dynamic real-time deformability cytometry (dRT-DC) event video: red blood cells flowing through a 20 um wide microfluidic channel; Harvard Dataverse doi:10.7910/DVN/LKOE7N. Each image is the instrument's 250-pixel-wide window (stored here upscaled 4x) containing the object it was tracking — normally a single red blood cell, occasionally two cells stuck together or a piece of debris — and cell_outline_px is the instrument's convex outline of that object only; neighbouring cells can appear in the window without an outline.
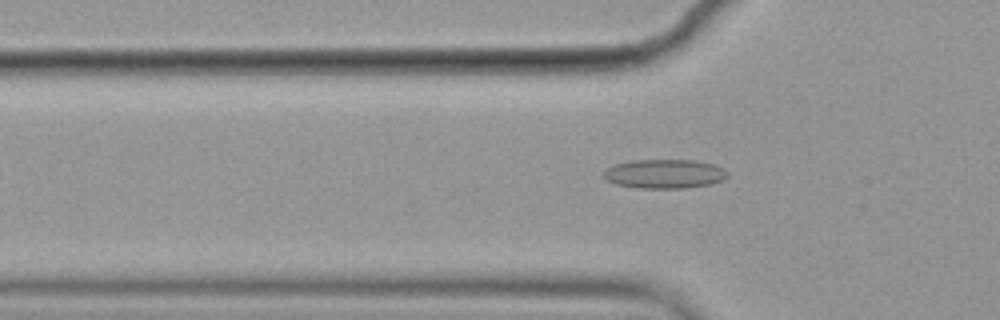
{"species": "common noctule bat (a hibernating species)", "species_latin": "Nyctalus noctula", "temperature_condition": "cold", "stored_images_in_passage": 40, "camera_frame_rate_fps": 3000, "um_per_image_px": 0.085, "animal": {"sex": "female", "body_mass_g": 19.9}, "frame": {"image": 1, "passage_image": 5, "time_ms": 1.333, "image_size_px": [1000, 320], "cell_outline_px": [[728, 176], [712, 184], [684, 188], [640, 188], [616, 184], [608, 180], [604, 176], [604, 172], [608, 168], [616, 164], [632, 160], [696, 160], [716, 164], [724, 168], [728, 172]], "centroid_in_image_um": [56.54, 14.77], "position_along_channel_um": 69.3, "area_um2": 20.98}}
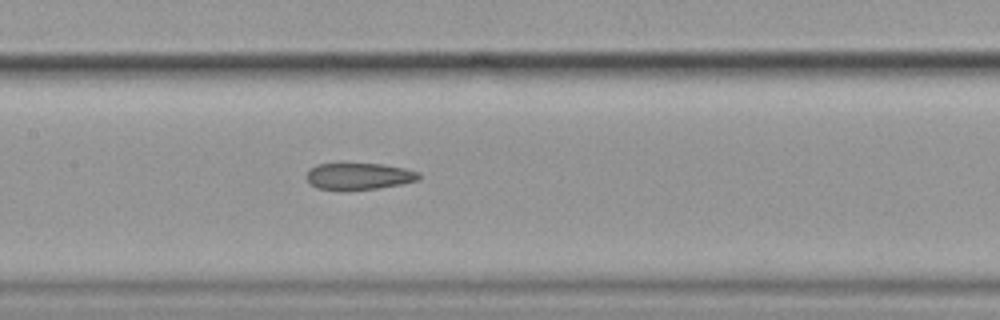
{"frame": {"image": 2, "passage_image": 14, "time_ms": 4.333, "image_size_px": [1000, 320], "cell_outline_px": [[420, 180], [400, 184], [376, 188], [316, 188], [304, 176], [308, 168], [316, 164], [380, 164], [404, 168], [420, 172]], "centroid_in_image_um": [30.5, 14.95], "position_along_channel_um": 176.9, "area_um2": 16.99}}
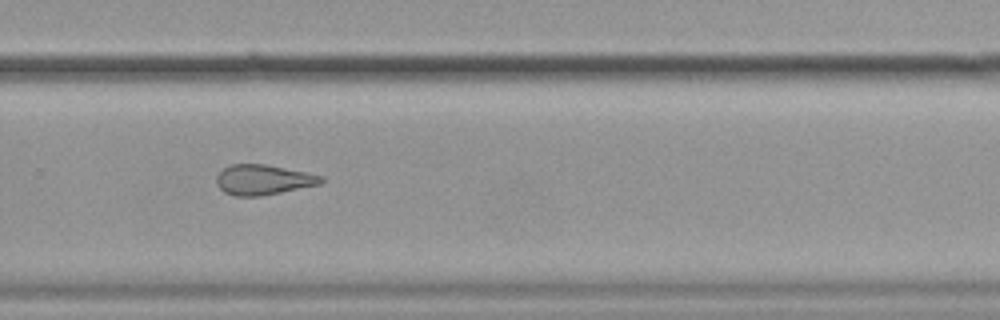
{"frame": {"image": 3, "passage_image": 25, "time_ms": 8.0, "image_size_px": [1000, 320], "cell_outline_px": [[324, 180], [320, 184], [260, 196], [232, 196], [224, 192], [216, 184], [216, 176], [224, 168], [232, 164], [264, 164], [324, 176]], "centroid_in_image_um": [22.34, 15.28], "position_along_channel_um": 307.5, "area_um2": 18.21}, "authors_computed_cell_mechanics": {"area_um2": 18.2359, "velocity_mm_per_s": 3.5776, "shape_relaxation_time_tau1_ms": null, "shape_relaxation_time_tau2_ms": 4.7177, "deformation_change_tau1": null, "deformation_change_tau2": 0.1267}}